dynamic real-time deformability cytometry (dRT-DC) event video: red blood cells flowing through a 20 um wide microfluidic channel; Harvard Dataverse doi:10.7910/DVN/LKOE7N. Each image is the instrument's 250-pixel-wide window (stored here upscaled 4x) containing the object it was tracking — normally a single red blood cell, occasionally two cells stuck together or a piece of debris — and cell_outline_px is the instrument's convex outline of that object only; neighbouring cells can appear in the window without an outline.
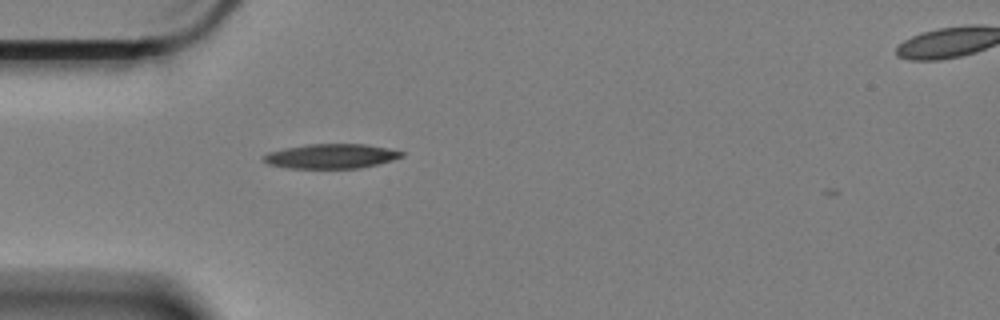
{"species": "Egyptian fruit bat (a non-hibernating species)", "species_latin": "Rousettus aegyptiacus", "temperature_condition": "cold", "stored_images_in_passage": 42, "camera_frame_rate_fps": 3000, "um_per_image_px": 0.085, "animal": {"sex": "female"}, "frame": {"image": 1, "passage_image": 1, "time_ms": 0.0, "image_size_px": [1000, 320], "cell_outline_px": [[404, 156], [392, 160], [360, 168], [288, 168], [268, 164], [264, 160], [264, 156], [268, 152], [284, 148], [308, 144], [364, 144], [388, 148], [404, 152]], "centroid_in_image_um": [28.15, 13.27], "position_along_channel_um": 56.8, "area_um2": 19.65}}
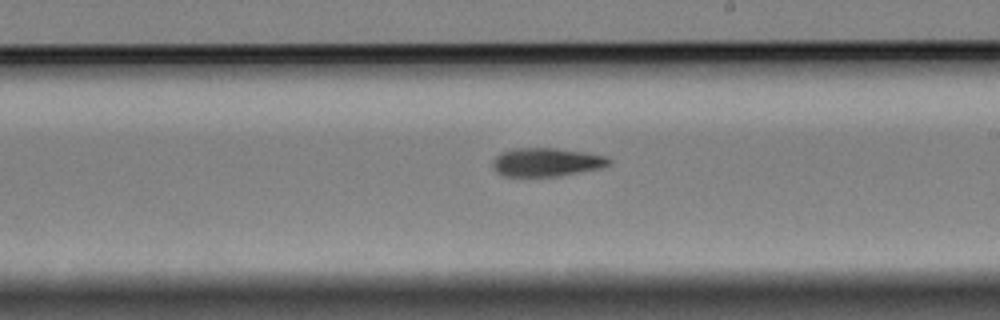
{"frame": {"image": 2, "passage_image": 18, "time_ms": 5.667, "image_size_px": [1000, 320], "cell_outline_px": [[612, 164], [600, 168], [556, 176], [504, 176], [496, 172], [492, 168], [492, 160], [500, 152], [512, 148], [556, 148], [588, 152], [608, 156], [612, 160]], "centroid_in_image_um": [46.45, 13.77], "position_along_channel_um": 242.5, "area_um2": 19.59}}
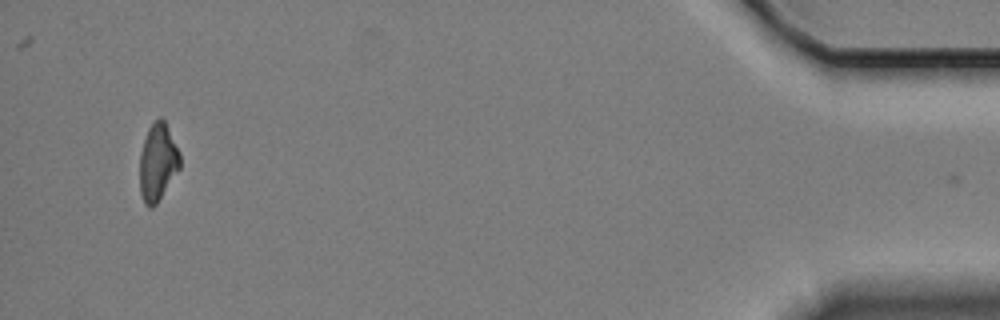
{"frame": {"image": 3, "passage_image": 41, "time_ms": 13.333, "image_size_px": [1000, 320], "cell_outline_px": [[180, 168], [156, 204], [152, 208], [148, 208], [144, 204], [140, 192], [140, 152], [148, 128], [160, 116], [164, 120], [180, 152]], "centroid_in_image_um": [13.4, 13.81], "position_along_channel_um": 421.8, "area_um2": 18.09}, "authors_computed_cell_mechanics": {"area_um2": 19.3052, "velocity_mm_per_s": 3.3443, "shape_relaxation_time_tau1_ms": 7.5, "shape_relaxation_time_tau2_ms": null, "deformation_change_tau1": 0.1837, "deformation_change_tau2": null}}